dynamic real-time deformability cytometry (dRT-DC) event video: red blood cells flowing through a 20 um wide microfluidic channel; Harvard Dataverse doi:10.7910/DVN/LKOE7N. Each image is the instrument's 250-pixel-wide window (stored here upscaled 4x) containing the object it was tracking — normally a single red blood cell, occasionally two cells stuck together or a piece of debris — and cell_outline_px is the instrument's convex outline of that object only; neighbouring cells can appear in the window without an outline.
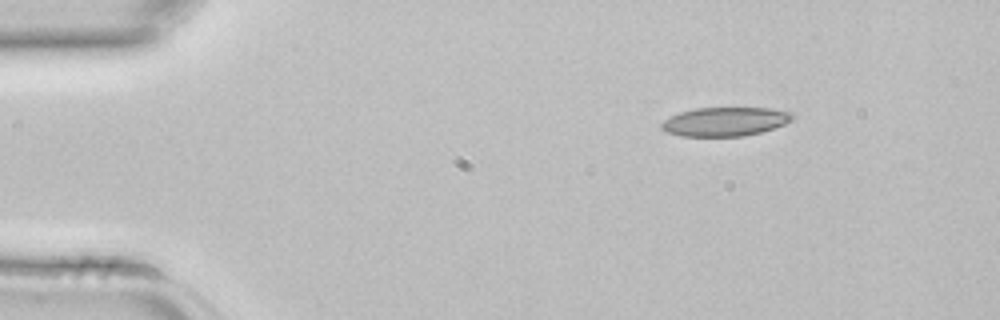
{"species": "common noctule bat (a hibernating species)", "species_latin": "Nyctalus noctula", "temperature_condition": "room temperature", "stored_images_in_passage": 2, "camera_frame_rate_fps": 3000, "um_per_image_px": 0.085, "animal": {"sex": "female", "body_mass_g": 22.7, "forearm_length_mm": 54.2}, "frame": {"image": 1, "passage_image": 1, "time_ms": 0.0, "image_size_px": [1000, 320], "cell_outline_px": [[792, 120], [784, 124], [760, 132], [744, 136], [680, 136], [664, 132], [660, 128], [660, 124], [664, 120], [680, 112], [696, 108], [772, 108], [792, 112]], "centroid_in_image_um": [61.59, 10.34], "position_along_channel_um": 23.4, "area_um2": 22.02}}